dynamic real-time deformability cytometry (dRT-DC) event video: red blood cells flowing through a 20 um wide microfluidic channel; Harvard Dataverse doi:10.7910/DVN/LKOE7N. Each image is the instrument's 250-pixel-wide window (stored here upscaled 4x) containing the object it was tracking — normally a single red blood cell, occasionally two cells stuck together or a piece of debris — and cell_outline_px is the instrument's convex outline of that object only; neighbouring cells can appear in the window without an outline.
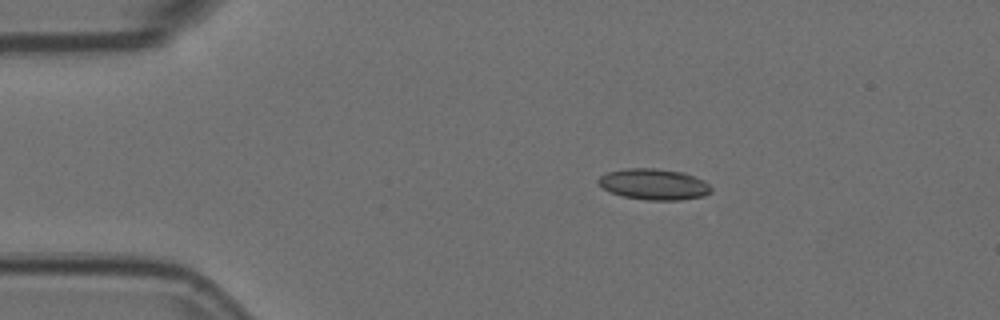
{"species": "Egyptian fruit bat (a non-hibernating species)", "species_latin": "Rousettus aegyptiacus", "temperature_condition": "room temperature", "stored_images_in_passage": 4, "camera_frame_rate_fps": 3000, "um_per_image_px": 0.085, "animal": {"sex": "female"}, "frame": {"image": 1, "passage_image": 1, "time_ms": 0.0, "image_size_px": [1000, 320], "cell_outline_px": [[712, 192], [704, 196], [680, 200], [648, 200], [620, 196], [608, 192], [596, 180], [600, 176], [608, 172], [628, 168], [656, 168], [684, 172], [704, 180], [712, 188]], "centroid_in_image_um": [55.59, 15.66], "position_along_channel_um": 29.4, "area_um2": 20.58}}
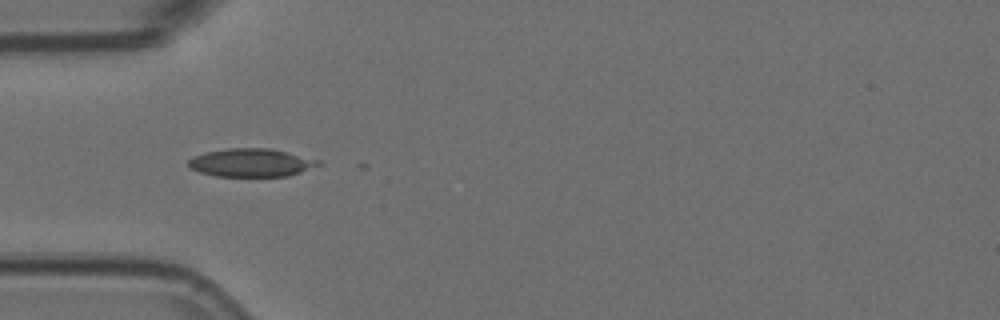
{"frame": {"image": 2, "passage_image": 3, "time_ms": 0.667, "image_size_px": [1000, 320], "cell_outline_px": [[324, 164], [288, 176], [216, 176], [200, 172], [192, 168], [188, 164], [188, 160], [192, 156], [204, 152], [228, 148], [272, 148], [320, 160]], "centroid_in_image_um": [21.37, 13.82], "position_along_channel_um": 63.6, "area_um2": 21.44}}